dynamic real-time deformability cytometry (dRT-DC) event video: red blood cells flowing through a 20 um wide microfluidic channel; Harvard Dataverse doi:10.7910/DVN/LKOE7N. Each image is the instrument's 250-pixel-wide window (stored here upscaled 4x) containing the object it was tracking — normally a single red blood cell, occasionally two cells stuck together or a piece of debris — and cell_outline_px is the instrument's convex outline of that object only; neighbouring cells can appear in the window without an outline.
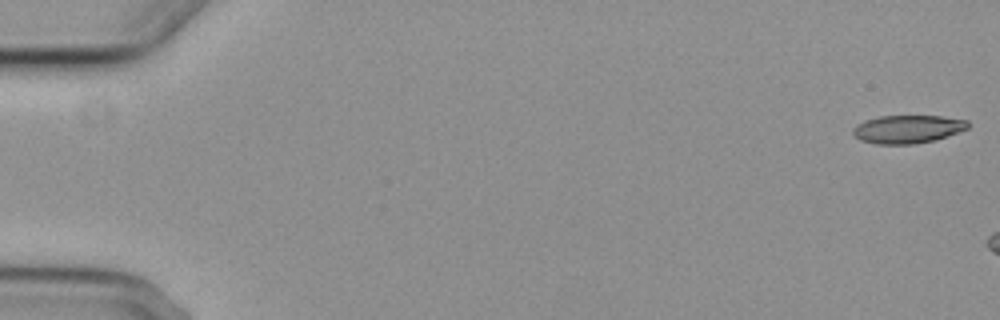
{"species": "common noctule bat (a hibernating species)", "species_latin": "Nyctalus noctula", "temperature_condition": "cold", "stored_images_in_passage": 3, "camera_frame_rate_fps": 3000, "um_per_image_px": 0.085, "animal": {"sex": "female", "body_mass_g": 29.2, "forearm_length_mm": 56.3}, "frame": {"image": 1, "passage_image": 1, "time_ms": 0.0, "image_size_px": [1000, 320], "cell_outline_px": [[968, 128], [936, 140], [916, 144], [876, 144], [860, 140], [852, 132], [852, 128], [856, 124], [864, 120], [880, 116], [940, 116], [968, 120]], "centroid_in_image_um": [77.12, 10.98], "position_along_channel_um": 7.9, "area_um2": 18.9}}